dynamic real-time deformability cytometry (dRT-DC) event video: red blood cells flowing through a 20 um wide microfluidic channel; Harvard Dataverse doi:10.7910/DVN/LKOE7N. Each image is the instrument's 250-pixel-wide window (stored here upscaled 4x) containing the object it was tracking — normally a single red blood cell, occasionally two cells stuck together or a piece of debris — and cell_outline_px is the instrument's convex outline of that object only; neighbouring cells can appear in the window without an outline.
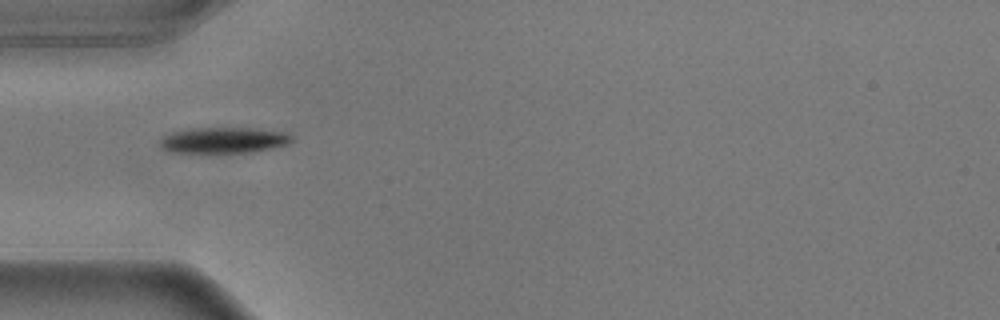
{"species": "common noctule bat (a hibernating species)", "species_latin": "Nyctalus noctula", "temperature_condition": "warm", "stored_images_in_passage": 33, "camera_frame_rate_fps": 3000, "um_per_image_px": 0.085, "animal": {"sex": "male", "body_mass_g": 17.9}, "frame": {"image": 1, "passage_image": 1, "time_ms": 0.0, "image_size_px": [1000, 320], "cell_outline_px": [[292, 140], [288, 144], [272, 148], [252, 152], [176, 152], [160, 148], [160, 140], [164, 136], [172, 132], [192, 128], [260, 128], [288, 132], [292, 136]], "centroid_in_image_um": [19.07, 11.9], "position_along_channel_um": 65.9, "area_um2": 19.88}}
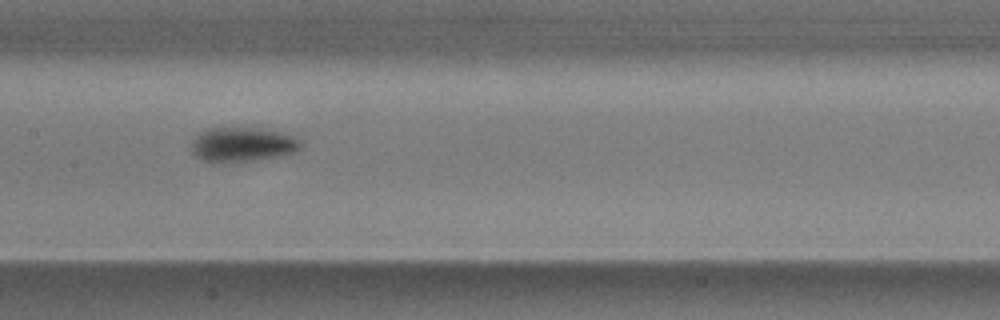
{"frame": {"image": 2, "passage_image": 11, "time_ms": 3.333, "image_size_px": [1000, 320], "cell_outline_px": [[300, 148], [296, 152], [276, 156], [252, 160], [200, 160], [192, 152], [192, 140], [200, 132], [208, 128], [260, 128], [280, 132], [296, 136], [300, 140]], "centroid_in_image_um": [20.63, 12.24], "position_along_channel_um": 186.8, "area_um2": 21.39}}
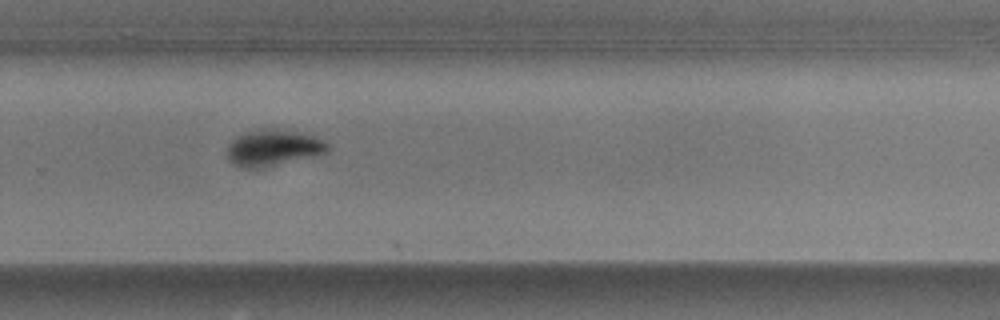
{"frame": {"image": 3, "passage_image": 21, "time_ms": 6.667, "image_size_px": [1000, 320], "cell_outline_px": [[328, 152], [312, 156], [260, 168], [244, 168], [228, 160], [228, 144], [232, 140], [244, 132], [260, 128], [304, 132], [324, 140], [328, 144]], "centroid_in_image_um": [23.22, 12.54], "position_along_channel_um": 306.6, "area_um2": 21.04}, "authors_computed_cell_mechanics": {"area_um2": 21.9062, "velocity_mm_per_s": 3.6015, "shape_relaxation_time_tau1_ms": 2.3782, "shape_relaxation_time_tau2_ms": null, "deformation_change_tau1": 0.159, "deformation_change_tau2": null}}